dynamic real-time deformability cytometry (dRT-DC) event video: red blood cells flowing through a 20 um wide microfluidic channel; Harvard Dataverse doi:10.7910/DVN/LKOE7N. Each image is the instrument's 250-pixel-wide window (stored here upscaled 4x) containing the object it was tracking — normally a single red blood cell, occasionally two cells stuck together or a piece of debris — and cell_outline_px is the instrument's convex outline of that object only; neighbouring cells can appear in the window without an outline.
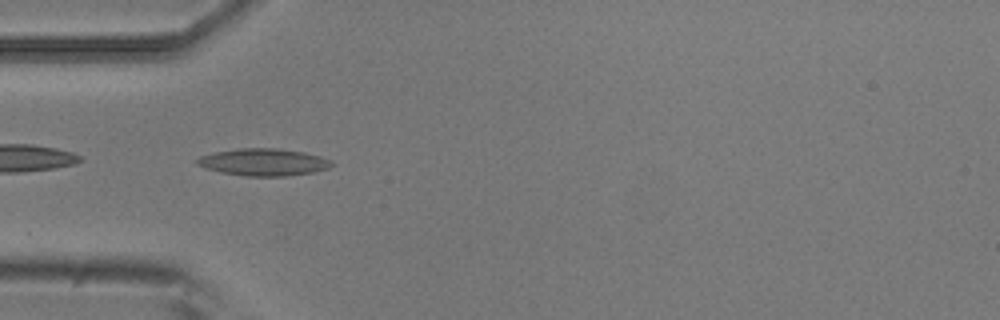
{"species": "common noctule bat (a hibernating species)", "species_latin": "Nyctalus noctula", "temperature_condition": "room temperature", "stored_images_in_passage": 6, "camera_frame_rate_fps": 3000, "um_per_image_px": 0.085, "animal": {"sex": "male", "body_mass_g": 20.5, "forearm_length_mm": 52.5}, "frame": {"image": 1, "passage_image": 2, "time_ms": 0.333, "image_size_px": [1000, 320], "cell_outline_px": [[336, 164], [328, 168], [312, 172], [288, 176], [244, 176], [220, 172], [204, 168], [196, 164], [196, 160], [200, 156], [212, 152], [240, 148], [276, 148], [304, 152], [320, 156]], "centroid_in_image_um": [22.36, 13.78], "position_along_channel_um": 62.6, "area_um2": 21.39}}
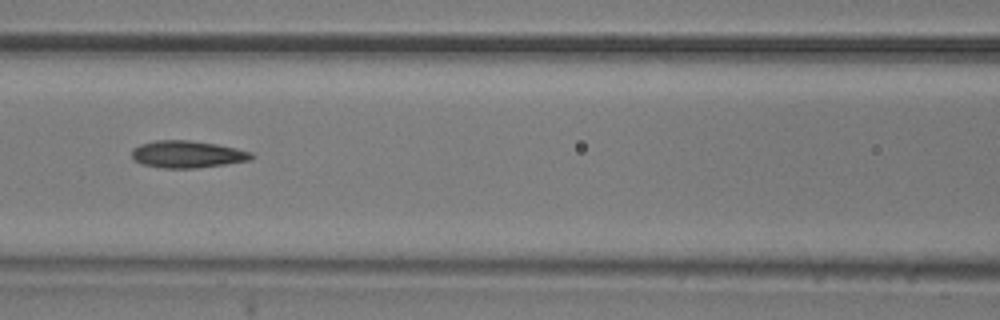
{"frame": {"image": 2, "passage_image": 4, "time_ms": 1.0, "image_size_px": [1000, 320], "cell_outline_px": [[252, 156], [248, 160], [224, 164], [196, 168], [164, 168], [144, 164], [132, 160], [132, 148], [140, 144], [156, 140], [188, 140], [216, 144], [236, 148], [252, 152]], "centroid_in_image_um": [15.87, 13.1], "position_along_channel_um": 150.7, "area_um2": 18.73}}
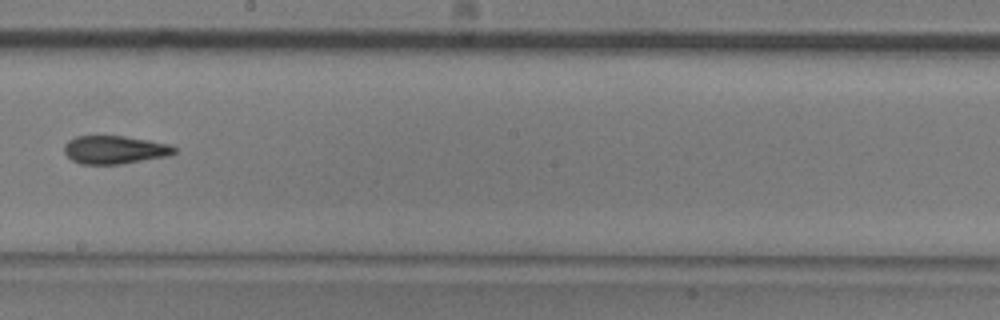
{"frame": {"image": 3, "passage_image": 6, "time_ms": 1.667, "image_size_px": [1000, 320], "cell_outline_px": [[176, 152], [168, 156], [120, 164], [80, 164], [72, 160], [64, 152], [64, 144], [68, 140], [76, 136], [124, 136], [148, 140], [168, 144], [176, 148]], "centroid_in_image_um": [9.72, 12.73], "position_along_channel_um": 238.5, "area_um2": 18.03}}